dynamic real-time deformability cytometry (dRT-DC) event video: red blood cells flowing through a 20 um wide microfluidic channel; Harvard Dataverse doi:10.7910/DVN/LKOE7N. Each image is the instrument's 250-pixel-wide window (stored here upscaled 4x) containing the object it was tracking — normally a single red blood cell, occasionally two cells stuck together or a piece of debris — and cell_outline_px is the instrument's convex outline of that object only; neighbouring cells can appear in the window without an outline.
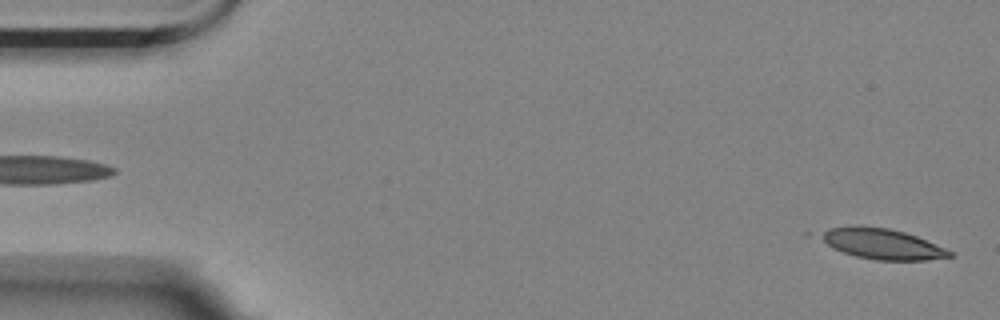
{"species": "Egyptian fruit bat (a non-hibernating species)", "species_latin": "Rousettus aegyptiacus", "temperature_condition": "room temperature", "stored_images_in_passage": 4, "camera_frame_rate_fps": 3000, "um_per_image_px": 0.085, "animal": {"sex": "female"}, "frame": {"image": 1, "passage_image": 4, "time_ms": 4.667, "image_size_px": [1000, 320], "cell_outline_px": [[956, 256], [928, 260], [876, 260], [856, 256], [832, 248], [816, 236], [820, 232], [828, 228], [848, 224], [860, 224], [888, 228], [904, 232], [916, 236], [944, 248], [952, 252]], "centroid_in_image_um": [74.9, 20.7], "position_along_channel_um": 10.1, "area_um2": 23.35}}